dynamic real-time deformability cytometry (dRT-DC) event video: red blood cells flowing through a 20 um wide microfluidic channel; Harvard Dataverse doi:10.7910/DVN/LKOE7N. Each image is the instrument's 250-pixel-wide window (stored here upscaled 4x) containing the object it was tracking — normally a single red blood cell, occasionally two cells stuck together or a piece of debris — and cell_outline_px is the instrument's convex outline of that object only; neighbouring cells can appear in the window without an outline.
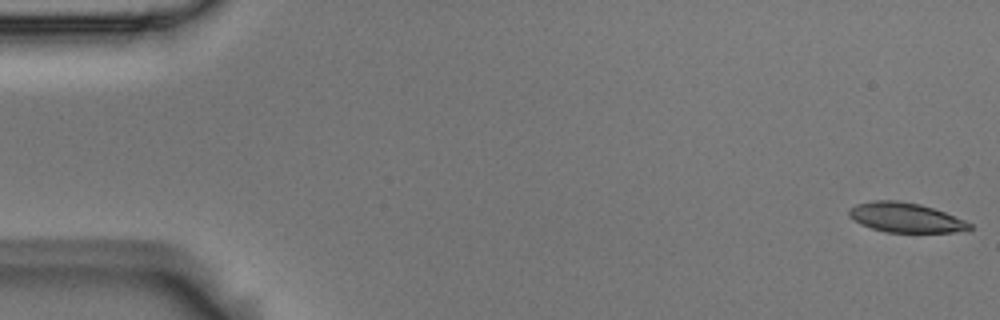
{"species": "Egyptian fruit bat (a non-hibernating species)", "species_latin": "Rousettus aegyptiacus", "temperature_condition": "room temperature", "stored_images_in_passage": 5, "camera_frame_rate_fps": 3000, "um_per_image_px": 0.085, "animal": {"sex": "male"}, "frame": {"image": 1, "passage_image": 1, "time_ms": 0.0, "image_size_px": [1000, 320], "cell_outline_px": [[972, 228], [956, 232], [888, 232], [872, 228], [860, 224], [852, 220], [848, 216], [848, 208], [856, 204], [872, 200], [896, 200], [920, 204], [944, 212], [964, 220], [972, 224]], "centroid_in_image_um": [76.91, 18.48], "position_along_channel_um": 8.1, "area_um2": 20.81}}
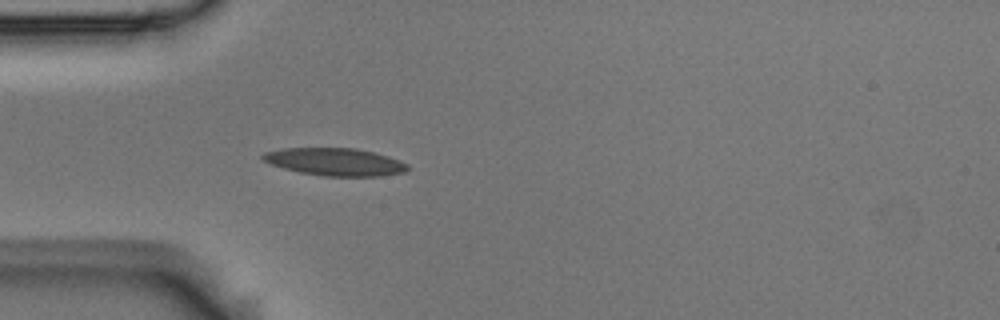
{"frame": {"image": 2, "passage_image": 5, "time_ms": 1.333, "image_size_px": [1000, 320], "cell_outline_px": [[408, 168], [404, 172], [380, 176], [324, 176], [300, 172], [284, 168], [272, 164], [264, 160], [260, 156], [264, 152], [284, 148], [356, 148], [388, 156], [400, 160], [408, 164]], "centroid_in_image_um": [28.49, 13.75], "position_along_channel_um": 56.5, "area_um2": 23.12}}